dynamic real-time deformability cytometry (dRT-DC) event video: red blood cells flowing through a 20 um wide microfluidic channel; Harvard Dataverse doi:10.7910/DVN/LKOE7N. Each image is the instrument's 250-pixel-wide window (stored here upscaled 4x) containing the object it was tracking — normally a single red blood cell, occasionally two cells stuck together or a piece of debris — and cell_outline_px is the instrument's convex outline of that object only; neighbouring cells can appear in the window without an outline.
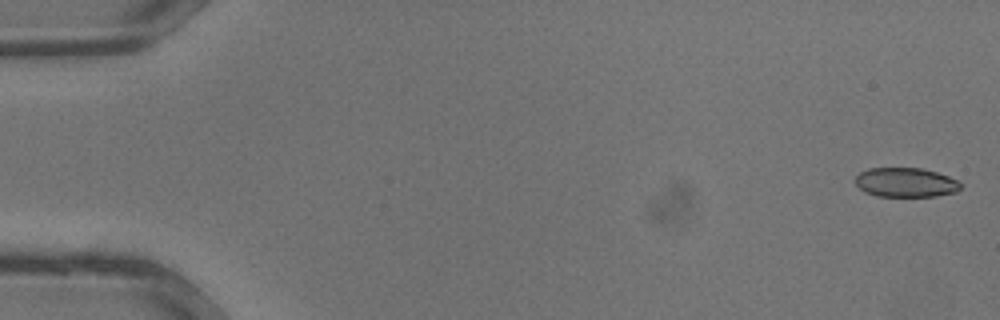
{"species": "common noctule bat (a hibernating species)", "species_latin": "Nyctalus noctula", "temperature_condition": "warm", "stored_images_in_passage": 34, "camera_frame_rate_fps": 3000, "um_per_image_px": 0.085, "animal": {"sex": "male", "body_mass_g": 13.3}, "frame": {"image": 1, "passage_image": 1, "time_ms": 0.0, "image_size_px": [1000, 320], "cell_outline_px": [[960, 188], [956, 192], [936, 196], [876, 196], [864, 192], [856, 184], [856, 176], [860, 172], [868, 168], [924, 168], [948, 176], [956, 180], [960, 184]], "centroid_in_image_um": [76.97, 15.5], "position_along_channel_um": 8.0, "area_um2": 17.98}}
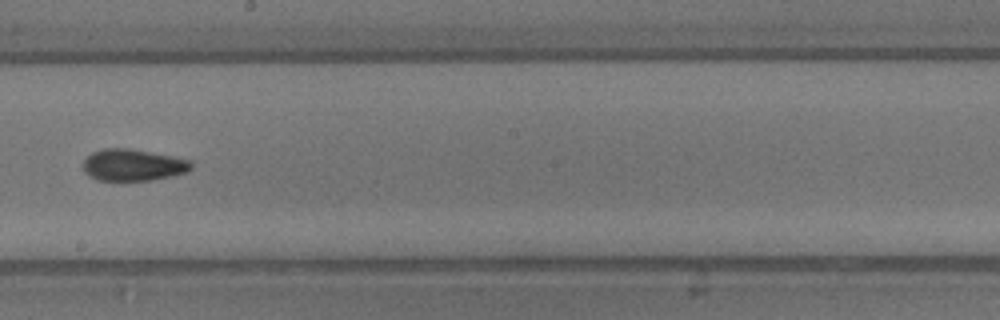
{"frame": {"image": 2, "passage_image": 20, "time_ms": 6.333, "image_size_px": [1000, 320], "cell_outline_px": [[192, 168], [184, 172], [152, 180], [96, 180], [88, 176], [84, 172], [84, 160], [92, 152], [104, 148], [128, 148], [172, 156], [192, 160]], "centroid_in_image_um": [11.28, 14.02], "position_along_channel_um": 236.9, "area_um2": 19.83}}
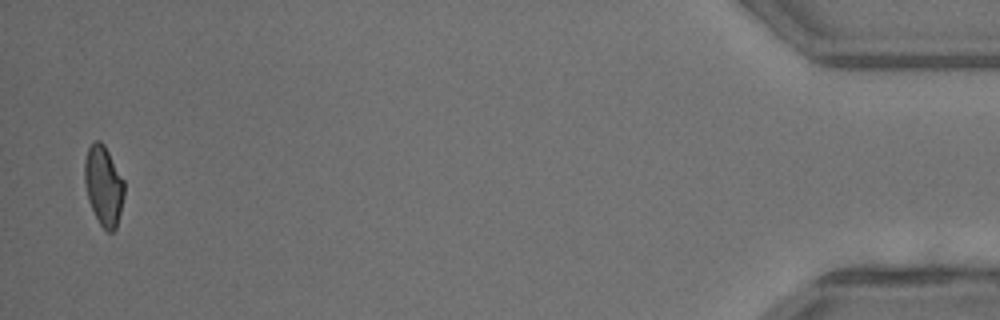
{"frame": {"image": 3, "passage_image": 34, "time_ms": 11.0, "image_size_px": [1000, 320], "cell_outline_px": [[124, 196], [116, 228], [112, 232], [108, 232], [100, 224], [88, 200], [84, 184], [84, 160], [88, 148], [96, 140], [100, 140], [104, 144], [124, 180]], "centroid_in_image_um": [8.8, 15.76], "position_along_channel_um": 426.4, "area_um2": 18.38}}